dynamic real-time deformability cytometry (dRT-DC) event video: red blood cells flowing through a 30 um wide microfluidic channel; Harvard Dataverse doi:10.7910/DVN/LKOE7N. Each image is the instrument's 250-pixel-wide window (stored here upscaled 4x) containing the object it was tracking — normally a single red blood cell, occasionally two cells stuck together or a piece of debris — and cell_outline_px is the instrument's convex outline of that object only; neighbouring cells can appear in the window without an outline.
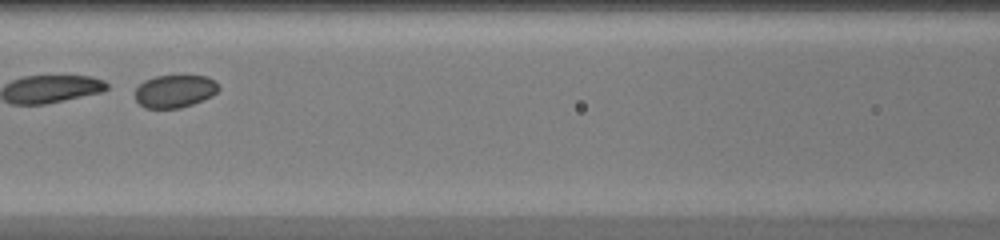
{"species": "common noctule bat (a hibernating species)", "species_latin": "Nyctalus noctula", "temperature_condition": "warm", "stored_images_in_passage": 37, "segment_of_instrument_passage": [2, 2], "camera_frame_rate_fps": 3000, "um_per_image_px": 0.085, "animal": {"sex": "female", "body_mass_g": 20.0, "forearm_length_mm": 54.0}, "frame": {"image": 1, "passage_image": 11, "time_ms": 3.333, "image_size_px": [1000, 240], "cell_outline_px": [[220, 88], [212, 96], [192, 104], [180, 108], [144, 108], [136, 100], [136, 88], [144, 80], [156, 76], [208, 76], [216, 80]], "centroid_in_image_um": [14.87, 7.75], "position_along_channel_um": 151.7, "area_um2": 15.95}}